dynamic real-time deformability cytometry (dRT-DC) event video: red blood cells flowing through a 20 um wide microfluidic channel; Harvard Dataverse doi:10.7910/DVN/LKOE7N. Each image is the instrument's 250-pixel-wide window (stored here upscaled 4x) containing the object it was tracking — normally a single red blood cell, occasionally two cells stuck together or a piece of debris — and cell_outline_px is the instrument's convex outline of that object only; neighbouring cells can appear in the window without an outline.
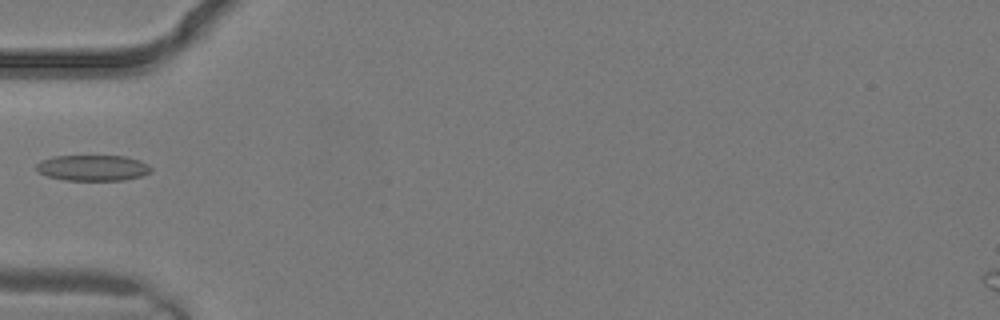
{"species": "common noctule bat (a hibernating species)", "species_latin": "Nyctalus noctula", "temperature_condition": "warm", "stored_images_in_passage": 4, "camera_frame_rate_fps": 3000, "um_per_image_px": 0.085, "animal": {"sex": "male", "body_mass_g": 19.2, "forearm_length_mm": 51.8}, "frame": {"image": 1, "passage_image": 4, "time_ms": 1.0, "image_size_px": [1000, 320], "cell_outline_px": [[152, 172], [140, 176], [124, 180], [64, 180], [48, 176], [40, 172], [36, 168], [36, 164], [40, 160], [52, 156], [124, 156], [140, 160], [148, 164], [152, 168]], "centroid_in_image_um": [7.9, 14.26], "position_along_channel_um": 77.1, "area_um2": 17.28}}